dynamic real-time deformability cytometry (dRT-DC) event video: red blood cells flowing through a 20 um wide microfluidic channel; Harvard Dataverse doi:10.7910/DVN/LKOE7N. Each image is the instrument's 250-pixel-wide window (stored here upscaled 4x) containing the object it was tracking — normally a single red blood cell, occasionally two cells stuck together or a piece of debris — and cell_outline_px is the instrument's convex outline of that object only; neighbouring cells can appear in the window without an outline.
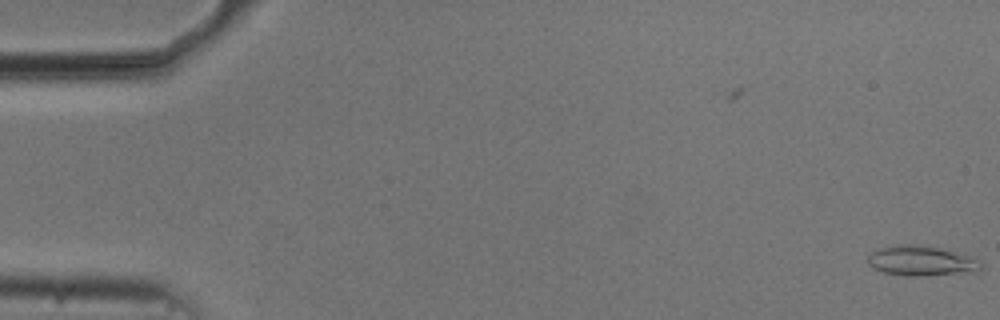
{"species": "common noctule bat (a hibernating species)", "species_latin": "Nyctalus noctula", "temperature_condition": "cold", "stored_images_in_passage": 5, "camera_frame_rate_fps": 3000, "um_per_image_px": 0.085, "animal": {"sex": "male", "body_mass_g": 20.5, "forearm_length_mm": 52.5}, "frame": {"image": 1, "passage_image": 5, "time_ms": 1.333, "image_size_px": [1000, 320], "cell_outline_px": [[980, 268], [924, 276], [908, 276], [884, 272], [872, 268], [868, 264], [868, 252], [876, 248], [908, 244], [936, 248], [980, 260]], "centroid_in_image_um": [78.1, 22.16], "position_along_channel_um": 6.9, "area_um2": 18.73}}